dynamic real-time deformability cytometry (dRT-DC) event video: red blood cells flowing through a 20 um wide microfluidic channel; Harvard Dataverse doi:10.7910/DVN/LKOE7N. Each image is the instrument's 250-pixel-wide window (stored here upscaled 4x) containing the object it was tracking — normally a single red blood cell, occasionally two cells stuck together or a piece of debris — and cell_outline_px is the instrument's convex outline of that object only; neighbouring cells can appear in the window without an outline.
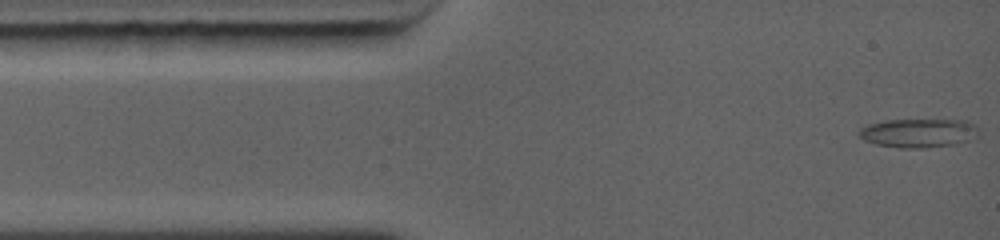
{"species": "common noctule bat (a hibernating species)", "species_latin": "Nyctalus noctula", "temperature_condition": "warm", "stored_images_in_passage": 7, "camera_frame_rate_fps": 5000, "um_per_image_px": 0.085, "animal": {"sex": "female", "body_mass_g": 19.0, "forearm_length_mm": 56.7}, "frame": {"image": 1, "passage_image": 1, "time_ms": 0.0, "image_size_px": [1000, 240], "cell_outline_px": [[976, 136], [968, 140], [952, 144], [924, 148], [900, 148], [876, 144], [864, 140], [856, 132], [860, 128], [868, 124], [888, 120], [964, 120], [972, 124], [976, 128]], "centroid_in_image_um": [77.99, 11.3], "position_along_channel_um": 7.0, "area_um2": 19.83}}